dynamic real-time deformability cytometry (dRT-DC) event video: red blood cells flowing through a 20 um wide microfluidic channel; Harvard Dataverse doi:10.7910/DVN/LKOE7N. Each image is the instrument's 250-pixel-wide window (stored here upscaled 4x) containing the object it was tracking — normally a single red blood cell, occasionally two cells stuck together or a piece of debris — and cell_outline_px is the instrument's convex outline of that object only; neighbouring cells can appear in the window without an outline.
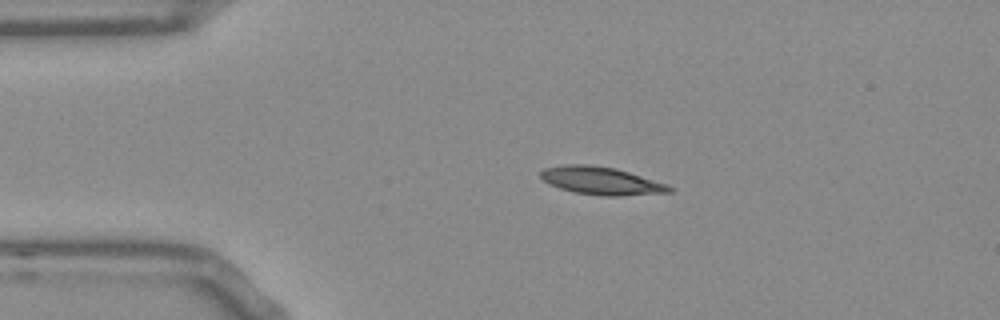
{"species": "Egyptian fruit bat (a non-hibernating species)", "species_latin": "Rousettus aegyptiacus", "temperature_condition": "room temperature", "stored_images_in_passage": 44, "camera_frame_rate_fps": 3000, "um_per_image_px": 0.085, "frame": {"image": 1, "passage_image": 1, "time_ms": 0.0, "image_size_px": [1000, 320], "cell_outline_px": [[676, 188], [672, 192], [620, 196], [604, 196], [572, 192], [560, 188], [544, 180], [540, 176], [540, 172], [544, 168], [564, 164], [588, 164], [616, 168]], "centroid_in_image_um": [51.09, 15.37], "position_along_channel_um": 33.9, "area_um2": 20.69}}
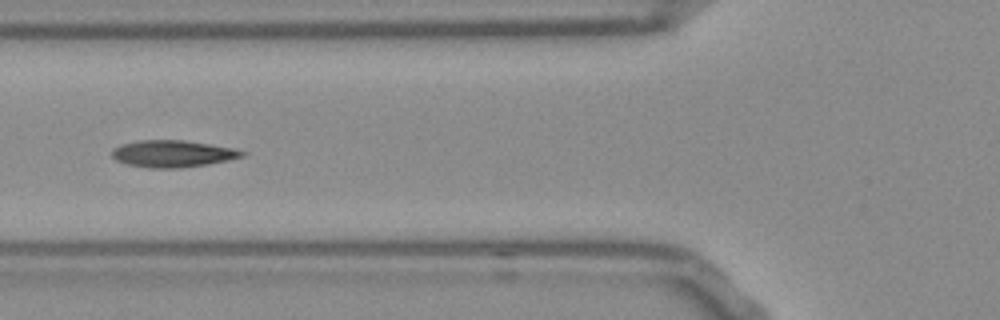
{"frame": {"image": 2, "passage_image": 10, "time_ms": 3.0, "image_size_px": [1000, 320], "cell_outline_px": [[248, 152], [244, 156], [228, 160], [208, 164], [180, 168], [148, 168], [128, 164], [116, 160], [112, 156], [112, 148], [120, 144], [140, 140], [184, 140], [232, 148]], "centroid_in_image_um": [14.66, 13.06], "position_along_channel_um": 111.1, "area_um2": 20.4}}
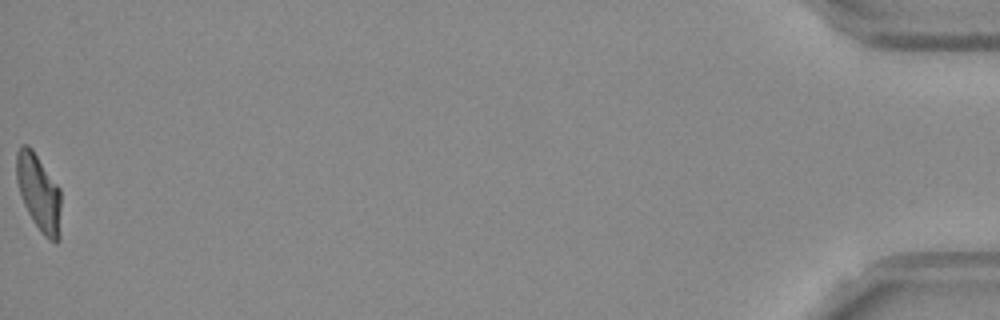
{"frame": {"image": 3, "passage_image": 44, "time_ms": 14.333, "image_size_px": [1000, 320], "cell_outline_px": [[60, 240], [56, 244], [48, 240], [40, 232], [32, 220], [24, 204], [16, 180], [16, 152], [24, 144], [28, 144], [32, 148], [60, 188]], "centroid_in_image_um": [3.31, 16.41], "position_along_channel_um": 431.9, "area_um2": 20.11}, "authors_computed_cell_mechanics": {"area_um2": 19.7676, "velocity_mm_per_s": 3.772, "shape_relaxation_time_tau1_ms": 3.7427, "shape_relaxation_time_tau2_ms": 1.3897, "deformation_change_tau1": 0.1618, "deformation_change_tau2": 0.0842}}